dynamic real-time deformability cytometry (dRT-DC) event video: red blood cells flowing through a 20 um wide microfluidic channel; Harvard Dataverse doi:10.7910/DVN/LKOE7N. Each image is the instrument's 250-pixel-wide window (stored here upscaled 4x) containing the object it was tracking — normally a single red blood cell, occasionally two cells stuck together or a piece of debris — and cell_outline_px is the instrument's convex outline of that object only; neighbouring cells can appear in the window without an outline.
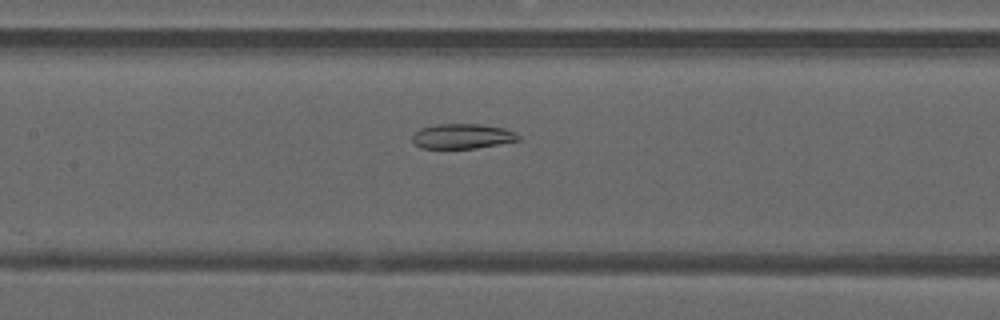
{"species": "common noctule bat (a hibernating species)", "species_latin": "Nyctalus noctula", "temperature_condition": "warm", "stored_images_in_passage": 15, "camera_frame_rate_fps": 3000, "um_per_image_px": 0.085, "animal": {"sex": "male", "forearm_length_mm": 52.5}, "frame": {"image": 1, "passage_image": 10, "time_ms": 3.0, "image_size_px": [1000, 320], "cell_outline_px": [[520, 140], [500, 144], [476, 148], [420, 148], [412, 140], [412, 136], [420, 128], [436, 124], [480, 124], [504, 128], [520, 136]], "centroid_in_image_um": [39.29, 11.58], "position_along_channel_um": 168.1, "area_um2": 15.32}}
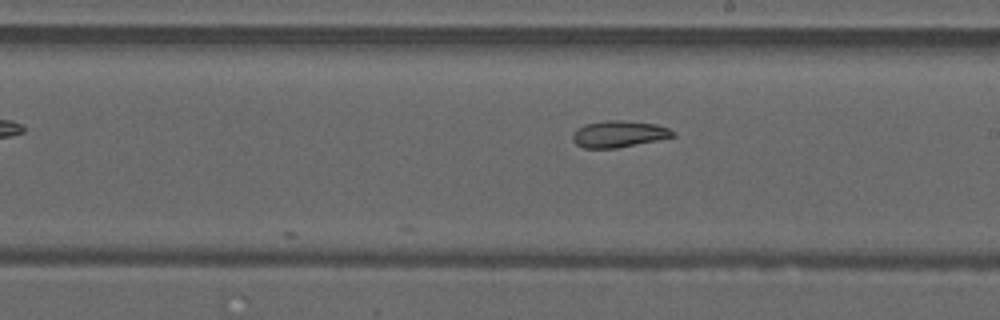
{"frame": {"image": 2, "passage_image": 15, "time_ms": 4.667, "image_size_px": [1000, 320], "cell_outline_px": [[676, 136], [616, 148], [584, 148], [576, 144], [572, 140], [572, 132], [576, 128], [584, 124], [608, 120], [624, 120], [656, 124], [668, 128], [676, 132]], "centroid_in_image_um": [52.57, 11.38], "position_along_channel_um": 236.4, "area_um2": 15.61}}